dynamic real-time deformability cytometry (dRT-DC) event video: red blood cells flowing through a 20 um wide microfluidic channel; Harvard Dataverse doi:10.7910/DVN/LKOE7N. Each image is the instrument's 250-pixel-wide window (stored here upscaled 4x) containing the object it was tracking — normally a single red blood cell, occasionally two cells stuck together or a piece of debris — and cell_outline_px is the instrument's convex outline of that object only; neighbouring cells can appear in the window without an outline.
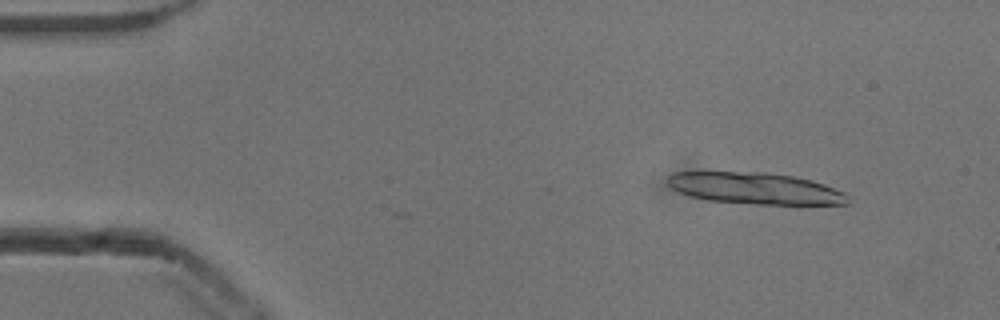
{"species": "common noctule bat (a hibernating species)", "species_latin": "Nyctalus noctula", "temperature_condition": "cold", "stored_images_in_passage": 8, "camera_frame_rate_fps": 3000, "um_per_image_px": 0.085, "animal": {"sex": "male", "body_mass_g": 13.3}, "frame": {"image": 1, "passage_image": 6, "time_ms": 1.667, "image_size_px": [1000, 320], "cell_outline_px": [[848, 204], [756, 204], [708, 200], [692, 196], [680, 192], [672, 188], [668, 184], [668, 176], [672, 172], [764, 172], [792, 176], [812, 180], [824, 184], [844, 192], [848, 196]], "centroid_in_image_um": [64.2, 16.0], "position_along_channel_um": 20.8, "area_um2": 32.89}}